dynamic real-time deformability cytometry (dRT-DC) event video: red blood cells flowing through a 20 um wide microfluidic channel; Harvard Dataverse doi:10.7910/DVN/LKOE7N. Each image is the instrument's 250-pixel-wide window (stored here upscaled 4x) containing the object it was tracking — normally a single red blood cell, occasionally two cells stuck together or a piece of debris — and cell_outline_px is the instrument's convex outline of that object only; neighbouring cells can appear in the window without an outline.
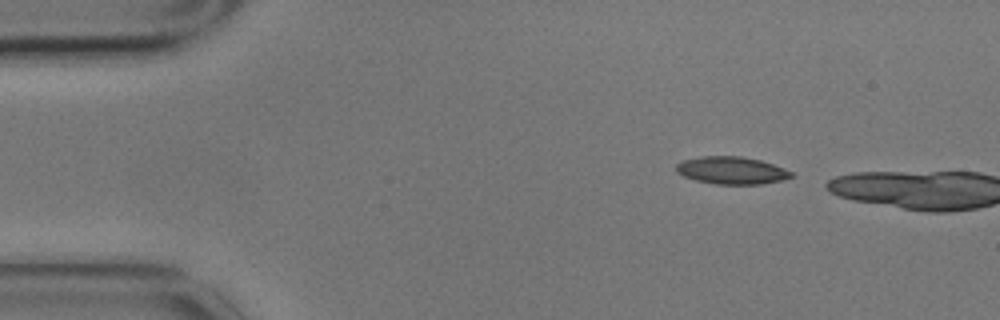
{"species": "common noctule bat (a hibernating species)", "species_latin": "Nyctalus noctula", "temperature_condition": "cold", "stored_images_in_passage": 2, "camera_frame_rate_fps": 3000, "um_per_image_px": 0.085, "animal": {"sex": "male", "body_mass_g": 17.9}, "frame": {"image": 1, "passage_image": 2, "time_ms": 0.333, "image_size_px": [1000, 320], "cell_outline_px": [[796, 176], [780, 180], [760, 184], [716, 184], [696, 180], [684, 176], [676, 172], [676, 164], [684, 160], [700, 156], [740, 156], [760, 160], [784, 168], [792, 172]], "centroid_in_image_um": [62.18, 14.48], "position_along_channel_um": 22.8, "area_um2": 18.32}}